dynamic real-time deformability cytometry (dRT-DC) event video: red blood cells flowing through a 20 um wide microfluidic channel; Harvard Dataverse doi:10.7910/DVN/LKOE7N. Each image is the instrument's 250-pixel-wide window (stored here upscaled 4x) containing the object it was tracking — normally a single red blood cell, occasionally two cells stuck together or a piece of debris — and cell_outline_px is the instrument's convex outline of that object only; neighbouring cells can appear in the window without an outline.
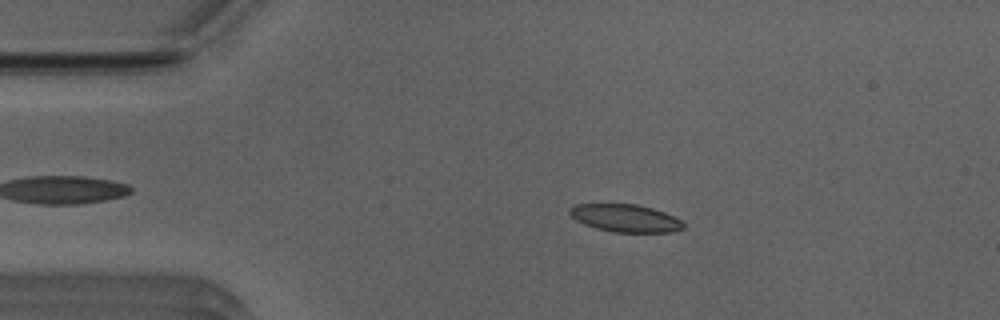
{"species": "Egyptian fruit bat (a non-hibernating species)", "species_latin": "Rousettus aegyptiacus", "temperature_condition": "room temperature", "stored_images_in_passage": 45, "camera_frame_rate_fps": 3000, "um_per_image_px": 0.085, "animal": {"sex": "male"}, "frame": {"image": 1, "passage_image": 9, "time_ms": 2.667, "image_size_px": [1000, 320], "cell_outline_px": [[684, 228], [672, 232], [612, 232], [596, 228], [584, 224], [576, 220], [568, 212], [568, 208], [576, 204], [636, 204], [652, 208], [664, 212], [680, 220], [684, 224]], "centroid_in_image_um": [53.13, 18.54], "position_along_channel_um": 31.9, "area_um2": 18.26}}
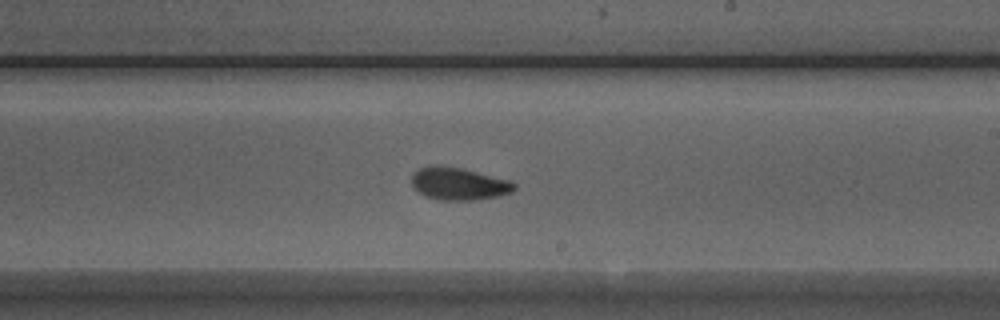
{"frame": {"image": 2, "passage_image": 29, "time_ms": 9.333, "image_size_px": [1000, 320], "cell_outline_px": [[516, 188], [512, 192], [496, 196], [472, 200], [440, 200], [424, 196], [412, 184], [412, 176], [420, 168], [460, 168], [508, 180], [516, 184]], "centroid_in_image_um": [39.04, 15.67], "position_along_channel_um": 250.0, "area_um2": 18.5}}
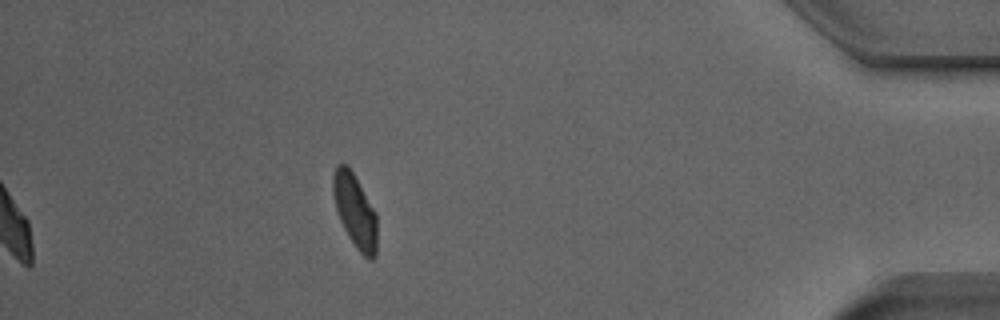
{"frame": {"image": 3, "passage_image": 45, "time_ms": 14.667, "image_size_px": [1000, 320], "cell_outline_px": [[376, 256], [372, 260], [368, 260], [356, 248], [348, 236], [340, 220], [336, 208], [332, 192], [332, 176], [336, 164], [344, 164], [352, 172], [376, 212]], "centroid_in_image_um": [30.16, 17.94], "position_along_channel_um": 405.0, "area_um2": 18.73}, "authors_computed_cell_mechanics": {"area_um2": 19.1896, "velocity_mm_per_s": 3.9233, "shape_relaxation_time_tau1_ms": 3.5467, "shape_relaxation_time_tau2_ms": 1.9191, "deformation_change_tau1": 0.1079, "deformation_change_tau2": 0.0548}}